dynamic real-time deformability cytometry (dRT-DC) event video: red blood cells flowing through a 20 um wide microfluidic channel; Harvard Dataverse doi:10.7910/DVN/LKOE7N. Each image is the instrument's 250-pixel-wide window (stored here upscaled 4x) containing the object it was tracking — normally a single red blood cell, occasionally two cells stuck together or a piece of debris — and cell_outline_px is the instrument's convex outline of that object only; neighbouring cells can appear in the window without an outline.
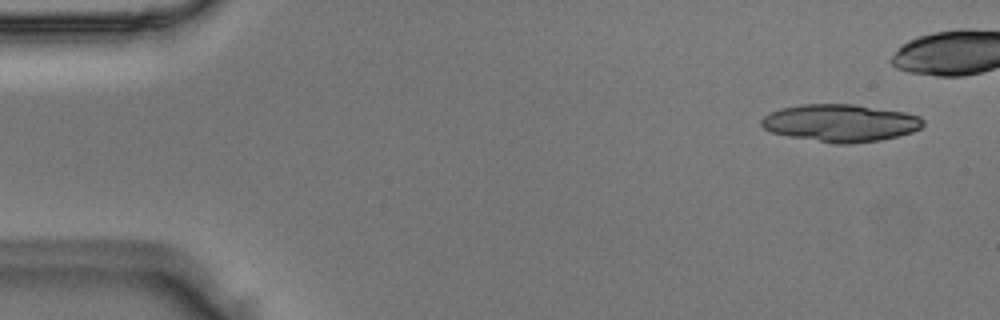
{"species": "Egyptian fruit bat (a non-hibernating species)", "species_latin": "Rousettus aegyptiacus", "temperature_condition": "room temperature", "stored_images_in_passage": 16, "camera_frame_rate_fps": 3000, "um_per_image_px": 0.085, "animal": {"sex": "male"}, "frame": {"image": 1, "passage_image": 3, "time_ms": 0.667, "image_size_px": [1000, 320], "cell_outline_px": [[924, 124], [920, 128], [912, 132], [880, 140], [848, 144], [836, 144], [788, 136], [772, 132], [764, 128], [760, 124], [760, 120], [764, 116], [780, 108], [800, 104], [852, 104], [904, 112], [920, 116], [924, 120]], "centroid_in_image_um": [71.43, 10.45], "position_along_channel_um": 13.6, "area_um2": 35.2}}